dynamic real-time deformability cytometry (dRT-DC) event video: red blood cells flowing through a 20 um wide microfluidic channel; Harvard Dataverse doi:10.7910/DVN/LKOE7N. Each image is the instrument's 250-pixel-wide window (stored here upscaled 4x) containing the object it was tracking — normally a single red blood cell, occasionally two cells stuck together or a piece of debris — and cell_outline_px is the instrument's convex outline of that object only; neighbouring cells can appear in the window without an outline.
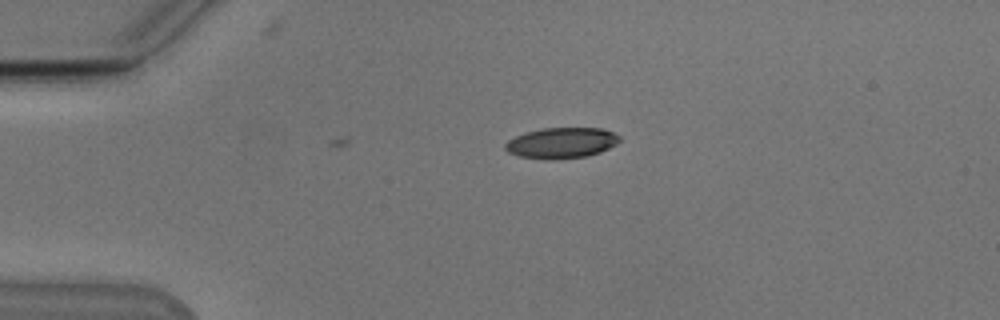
{"species": "Egyptian fruit bat (a non-hibernating species)", "species_latin": "Rousettus aegyptiacus", "temperature_condition": "cold", "stored_images_in_passage": 6, "camera_frame_rate_fps": 3000, "um_per_image_px": 0.085, "animal": {"sex": "male"}, "frame": {"image": 1, "passage_image": 1, "time_ms": 0.0, "image_size_px": [1000, 320], "cell_outline_px": [[620, 140], [616, 144], [600, 152], [588, 156], [520, 156], [508, 152], [504, 148], [504, 144], [508, 140], [524, 132], [540, 128], [604, 128], [620, 136]], "centroid_in_image_um": [47.75, 12.08], "position_along_channel_um": 37.2, "area_um2": 19.59}}